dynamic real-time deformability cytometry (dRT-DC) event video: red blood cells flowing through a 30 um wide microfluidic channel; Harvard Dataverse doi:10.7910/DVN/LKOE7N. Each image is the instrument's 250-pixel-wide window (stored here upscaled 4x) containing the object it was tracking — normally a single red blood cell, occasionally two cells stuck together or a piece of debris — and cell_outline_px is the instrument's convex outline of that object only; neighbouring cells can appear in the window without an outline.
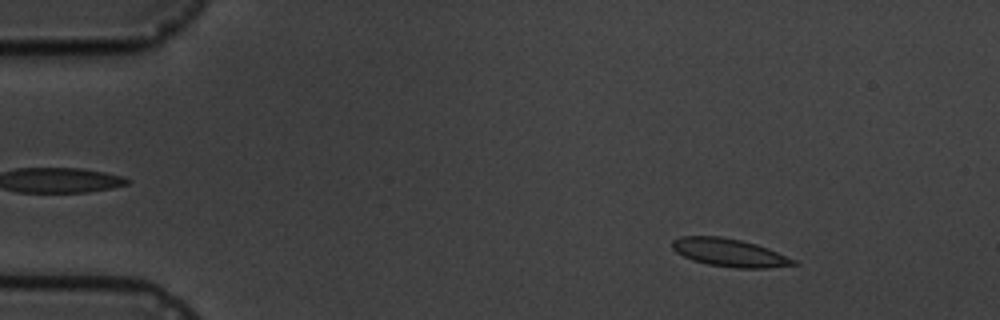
{"species": "common noctule bat (a hibernating species)", "species_latin": "Nyctalus noctula", "temperature_condition": "cold", "stored_images_in_passage": 5, "camera_frame_rate_fps": 3000, "um_per_image_px": 0.085, "animal": {"sex": "male", "body_mass_g": 19.5, "forearm_length_mm": 54.6}, "frame": {"image": 1, "passage_image": 2, "time_ms": 1.333, "image_size_px": [1000, 320], "cell_outline_px": [[800, 264], [768, 268], [736, 268], [708, 264], [692, 260], [676, 252], [672, 248], [672, 240], [680, 236], [720, 236], [740, 240], [756, 244], [768, 248], [796, 260]], "centroid_in_image_um": [62.0, 21.47], "position_along_channel_um": 23.0, "area_um2": 19.77}}
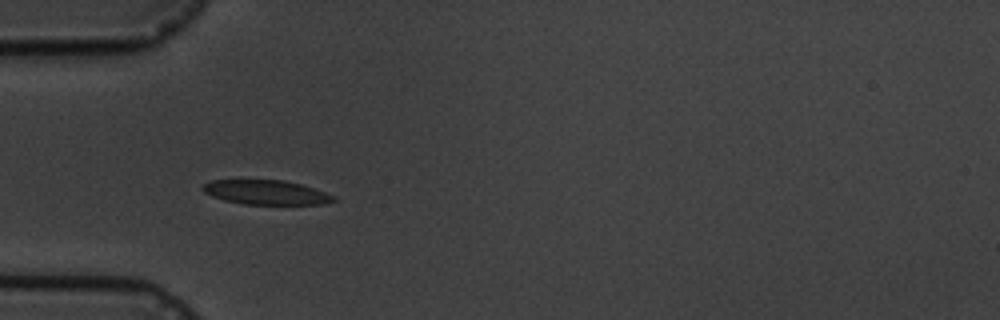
{"frame": {"image": 2, "passage_image": 5, "time_ms": 4.667, "image_size_px": [1000, 320], "cell_outline_px": [[336, 200], [320, 204], [244, 204], [224, 200], [212, 196], [204, 192], [200, 188], [204, 184], [212, 180], [284, 180], [300, 184], [336, 196]], "centroid_in_image_um": [22.58, 16.35], "position_along_channel_um": 62.4, "area_um2": 18.44}}